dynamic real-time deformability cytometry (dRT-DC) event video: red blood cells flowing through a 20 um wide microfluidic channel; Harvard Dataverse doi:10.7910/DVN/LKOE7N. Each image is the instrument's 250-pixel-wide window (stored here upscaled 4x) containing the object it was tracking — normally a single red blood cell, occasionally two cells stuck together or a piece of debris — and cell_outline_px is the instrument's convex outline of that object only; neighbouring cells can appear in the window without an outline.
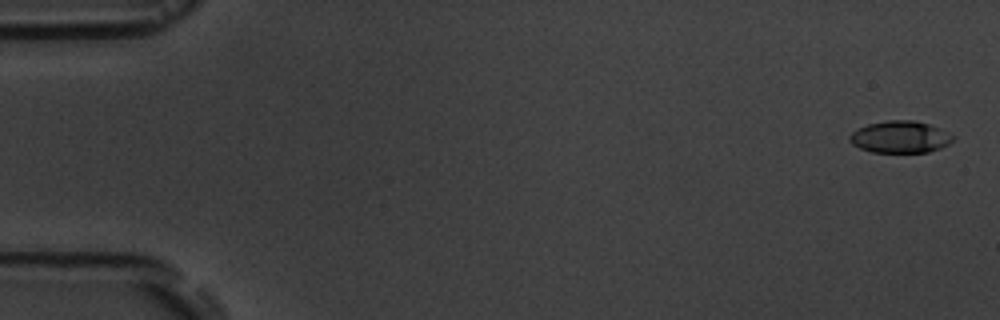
{"species": "common noctule bat (a hibernating species)", "species_latin": "Nyctalus noctula", "temperature_condition": "room temperature", "stored_images_in_passage": 6, "camera_frame_rate_fps": 3000, "um_per_image_px": 0.085, "animal": {"sex": "male", "body_mass_g": 19.5, "forearm_length_mm": 54.6}, "frame": {"image": 1, "passage_image": 1, "time_ms": 0.0, "image_size_px": [1000, 320], "cell_outline_px": [[956, 136], [948, 144], [940, 148], [928, 152], [872, 152], [860, 148], [852, 144], [848, 140], [848, 136], [852, 132], [868, 124], [888, 120], [912, 120], [928, 124], [940, 128]], "centroid_in_image_um": [76.51, 11.64], "position_along_channel_um": 8.5, "area_um2": 19.19}}
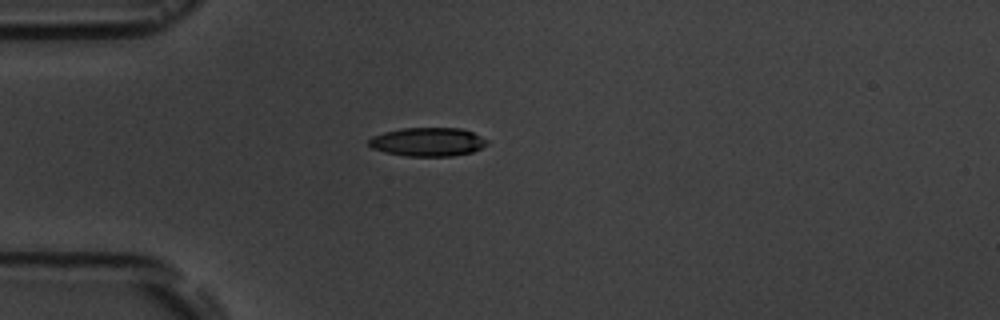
{"frame": {"image": 2, "passage_image": 5, "time_ms": 4.667, "image_size_px": [1000, 320], "cell_outline_px": [[488, 144], [472, 152], [452, 156], [408, 156], [384, 152], [372, 148], [368, 144], [368, 140], [372, 136], [384, 132], [404, 128], [460, 128], [472, 132], [488, 140]], "centroid_in_image_um": [36.35, 12.06], "position_along_channel_um": 48.6, "area_um2": 19.71}}